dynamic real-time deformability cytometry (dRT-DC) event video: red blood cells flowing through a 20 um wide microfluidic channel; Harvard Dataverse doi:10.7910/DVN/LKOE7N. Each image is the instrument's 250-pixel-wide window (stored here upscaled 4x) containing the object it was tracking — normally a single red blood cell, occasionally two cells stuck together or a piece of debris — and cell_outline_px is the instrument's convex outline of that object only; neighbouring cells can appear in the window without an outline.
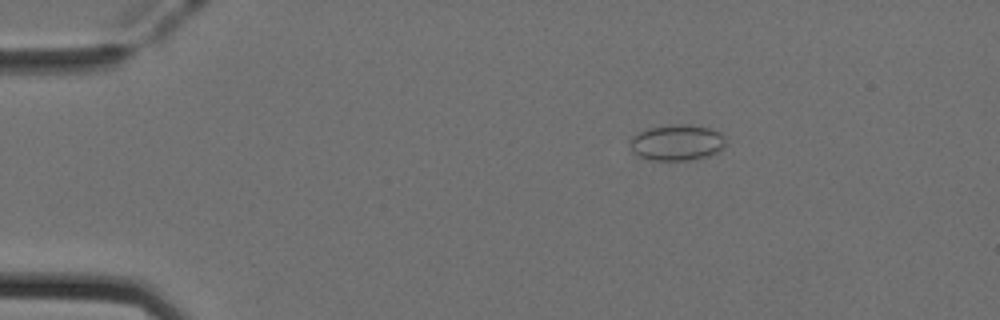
{"species": "Egyptian fruit bat (a non-hibernating species)", "species_latin": "Rousettus aegyptiacus", "temperature_condition": "cold", "stored_images_in_passage": 51, "camera_frame_rate_fps": 3000, "um_per_image_px": 0.085, "animal": {"sex": "female"}, "frame": {"image": 1, "passage_image": 9, "time_ms": 2.667, "image_size_px": [1000, 320], "cell_outline_px": [[724, 144], [716, 152], [708, 156], [688, 160], [652, 160], [640, 156], [632, 152], [628, 144], [628, 140], [632, 136], [648, 128], [672, 124], [692, 124], [708, 128], [720, 132], [724, 136]], "centroid_in_image_um": [57.48, 12.1], "position_along_channel_um": 27.5, "area_um2": 20.06}}
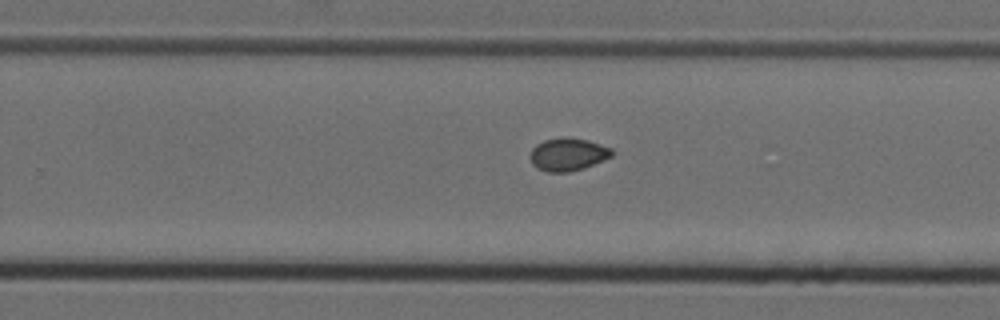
{"frame": {"image": 2, "passage_image": 33, "time_ms": 10.667, "image_size_px": [1000, 320], "cell_outline_px": [[616, 152], [612, 156], [584, 168], [568, 172], [548, 172], [536, 168], [532, 164], [528, 156], [532, 148], [536, 144], [544, 140], [588, 140], [612, 148]], "centroid_in_image_um": [48.26, 13.17], "position_along_channel_um": 281.5, "area_um2": 15.26}}
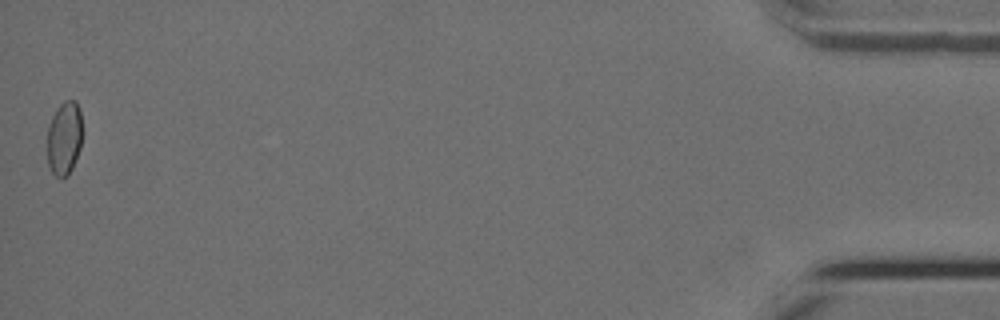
{"frame": {"image": 3, "passage_image": 51, "time_ms": 16.667, "image_size_px": [1000, 320], "cell_outline_px": [[80, 148], [72, 168], [68, 176], [60, 180], [52, 172], [48, 164], [48, 124], [56, 108], [64, 100], [76, 100], [80, 108]], "centroid_in_image_um": [5.44, 11.75], "position_along_channel_um": 429.8, "area_um2": 15.03}, "authors_computed_cell_mechanics": {"area_um2": 15.606, "velocity_mm_per_s": 3.9828, "shape_relaxation_time_tau1_ms": null, "shape_relaxation_time_tau2_ms": 3.3078, "deformation_change_tau1": null, "deformation_change_tau2": 0.0457}}